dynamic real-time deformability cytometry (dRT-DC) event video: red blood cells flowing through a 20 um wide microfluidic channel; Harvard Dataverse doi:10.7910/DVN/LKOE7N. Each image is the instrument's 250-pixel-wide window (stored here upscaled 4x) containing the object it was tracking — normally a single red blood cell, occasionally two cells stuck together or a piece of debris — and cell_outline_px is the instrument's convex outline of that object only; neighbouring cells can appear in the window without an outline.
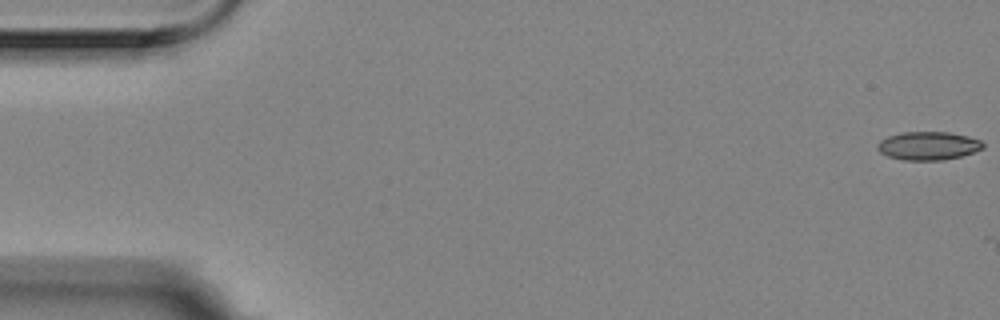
{"species": "Egyptian fruit bat (a non-hibernating species)", "species_latin": "Rousettus aegyptiacus", "temperature_condition": "room temperature", "stored_images_in_passage": 5, "camera_frame_rate_fps": 3000, "um_per_image_px": 0.085, "animal": {"sex": "female"}, "frame": {"image": 1, "passage_image": 1, "time_ms": 0.0, "image_size_px": [1000, 320], "cell_outline_px": [[984, 148], [960, 156], [940, 160], [904, 160], [888, 156], [880, 152], [876, 148], [876, 144], [880, 140], [888, 136], [900, 132], [948, 132], [968, 136], [980, 140], [984, 144]], "centroid_in_image_um": [78.87, 12.38], "position_along_channel_um": 6.1, "area_um2": 17.4}}
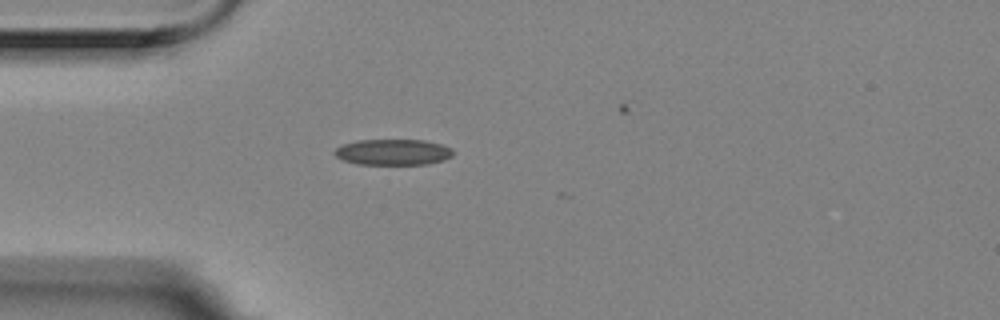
{"frame": {"image": 2, "passage_image": 5, "time_ms": 1.333, "image_size_px": [1000, 320], "cell_outline_px": [[452, 156], [444, 160], [428, 164], [356, 164], [344, 160], [336, 156], [332, 152], [336, 148], [344, 144], [356, 140], [424, 140], [440, 144], [452, 148]], "centroid_in_image_um": [33.4, 12.93], "position_along_channel_um": 51.6, "area_um2": 17.86}}